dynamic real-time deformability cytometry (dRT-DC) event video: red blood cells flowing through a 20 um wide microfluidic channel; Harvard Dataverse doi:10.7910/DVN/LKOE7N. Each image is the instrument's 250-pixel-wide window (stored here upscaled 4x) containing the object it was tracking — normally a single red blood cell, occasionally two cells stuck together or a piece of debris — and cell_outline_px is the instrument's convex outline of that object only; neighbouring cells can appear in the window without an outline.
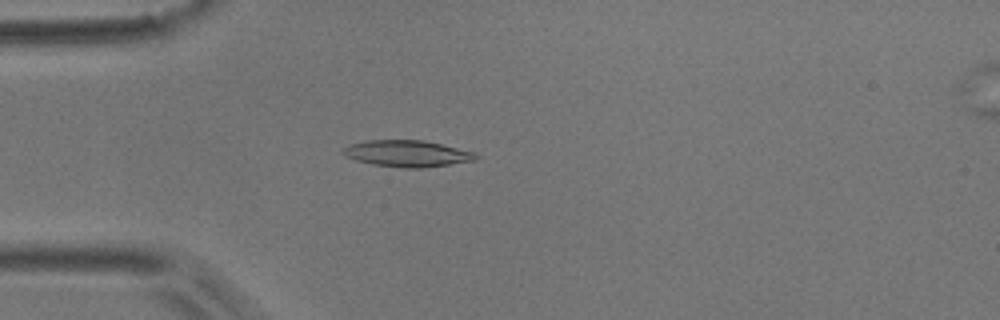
{"species": "common noctule bat (a hibernating species)", "species_latin": "Nyctalus noctula", "temperature_condition": "room temperature", "stored_images_in_passage": 55, "camera_frame_rate_fps": 3000, "um_per_image_px": 0.085, "animal": {"sex": "male", "body_mass_g": 17.9}, "frame": {"image": 1, "passage_image": 15, "time_ms": 4.667, "image_size_px": [1000, 320], "cell_outline_px": [[480, 156], [476, 160], [420, 168], [404, 168], [372, 164], [356, 160], [344, 156], [340, 152], [348, 144], [364, 140], [424, 140], [476, 152]], "centroid_in_image_um": [34.58, 13.04], "position_along_channel_um": 50.4, "area_um2": 20.63}}
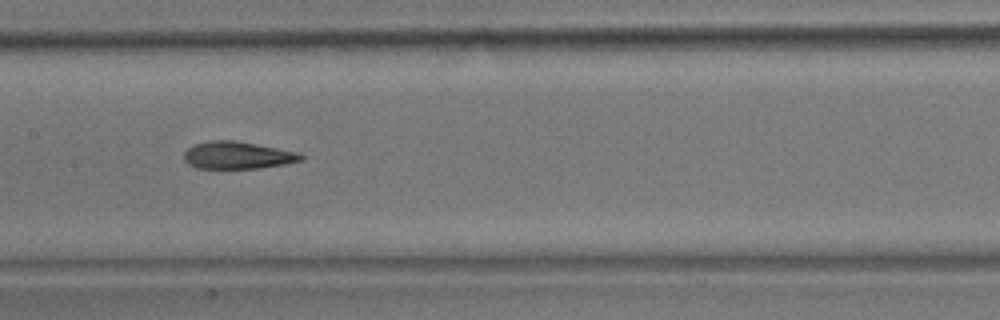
{"frame": {"image": 2, "passage_image": 27, "time_ms": 8.667, "image_size_px": [1000, 320], "cell_outline_px": [[304, 160], [284, 164], [256, 168], [196, 168], [188, 164], [184, 160], [184, 152], [188, 148], [196, 144], [212, 140], [232, 140], [256, 144], [296, 152], [304, 156]], "centroid_in_image_um": [20.17, 13.2], "position_along_channel_um": 187.2, "area_um2": 18.38}}
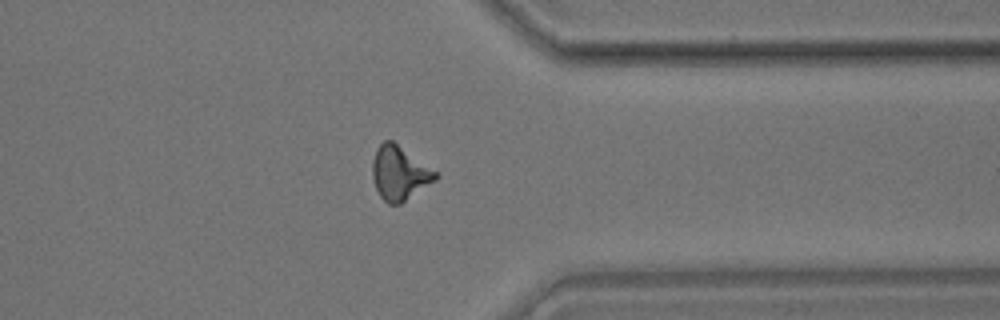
{"frame": {"image": 3, "passage_image": 43, "time_ms": 14.0, "image_size_px": [1000, 320], "cell_outline_px": [[440, 176], [436, 180], [400, 204], [388, 204], [380, 196], [376, 188], [372, 176], [372, 164], [376, 148], [384, 140], [392, 140], [440, 172]], "centroid_in_image_um": [33.99, 14.7], "position_along_channel_um": 377.4, "area_um2": 20.11}, "authors_computed_cell_mechanics": {"area_um2": 19.074, "velocity_mm_per_s": 3.684, "shape_relaxation_time_tau1_ms": 7.8443, "shape_relaxation_time_tau2_ms": 1.7572, "deformation_change_tau1": 0.2193, "deformation_change_tau2": 0.0974}}